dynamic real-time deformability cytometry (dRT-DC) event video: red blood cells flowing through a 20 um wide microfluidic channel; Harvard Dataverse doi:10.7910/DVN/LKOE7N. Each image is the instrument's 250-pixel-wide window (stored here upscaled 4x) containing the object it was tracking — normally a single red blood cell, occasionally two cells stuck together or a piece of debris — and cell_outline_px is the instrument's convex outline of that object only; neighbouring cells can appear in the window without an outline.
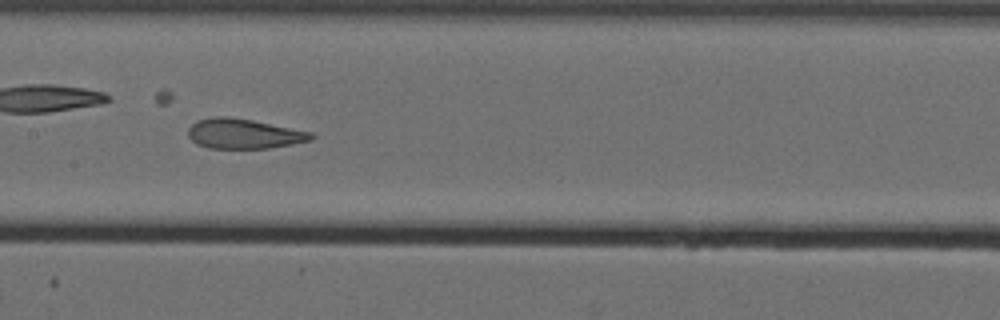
{"species": "Egyptian fruit bat (a non-hibernating species)", "species_latin": "Rousettus aegyptiacus", "temperature_condition": "cold", "stored_images_in_passage": 41, "camera_frame_rate_fps": 3000, "um_per_image_px": 0.085, "animal": {"sex": "female"}, "frame": {"image": 1, "passage_image": 18, "time_ms": 5.667, "image_size_px": [1000, 320], "cell_outline_px": [[316, 136], [312, 140], [268, 148], [208, 148], [196, 144], [188, 136], [188, 128], [196, 120], [212, 116], [228, 116], [252, 120], [312, 132]], "centroid_in_image_um": [20.69, 11.36], "position_along_channel_um": 186.7, "area_um2": 21.5}, "authors_computed_cell_mechanics": {"area_um2": 22.1374, "velocity_mm_per_s": 3.5572, "shape_relaxation_time_tau1_ms": 6.3053, "shape_relaxation_time_tau2_ms": 1.2112, "deformation_change_tau1": 0.1545, "deformation_change_tau2": 0.0823}}